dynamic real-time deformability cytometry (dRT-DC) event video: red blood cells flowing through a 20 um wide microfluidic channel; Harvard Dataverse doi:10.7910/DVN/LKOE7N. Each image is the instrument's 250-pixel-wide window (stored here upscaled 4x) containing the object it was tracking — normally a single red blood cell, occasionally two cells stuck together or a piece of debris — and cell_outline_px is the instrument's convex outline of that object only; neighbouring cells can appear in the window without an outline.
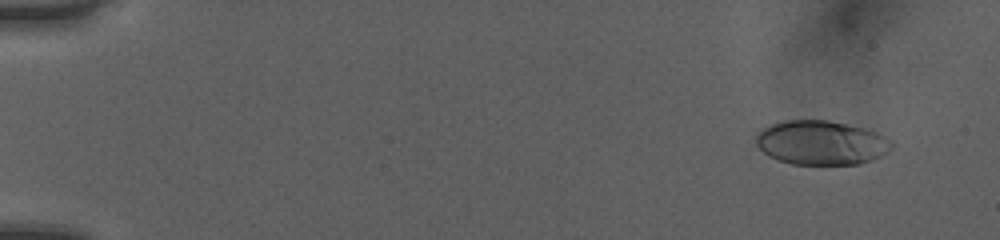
{"species": "human", "species_latin": "Homo sapiens", "temperature_condition": "room temperature", "stored_images_in_passage": 52, "camera_frame_rate_fps": 3000, "um_per_image_px": 0.085, "donor": {"sex": "female"}, "frame": {"image": 1, "passage_image": 4, "time_ms": 1.0, "image_size_px": [1000, 240], "cell_outline_px": [[896, 144], [888, 152], [872, 160], [856, 164], [792, 164], [768, 156], [756, 144], [756, 136], [764, 128], [772, 124], [784, 120], [828, 120], [868, 128], [892, 140]], "centroid_in_image_um": [69.86, 12.12], "position_along_channel_um": 15.1, "area_um2": 35.08}}
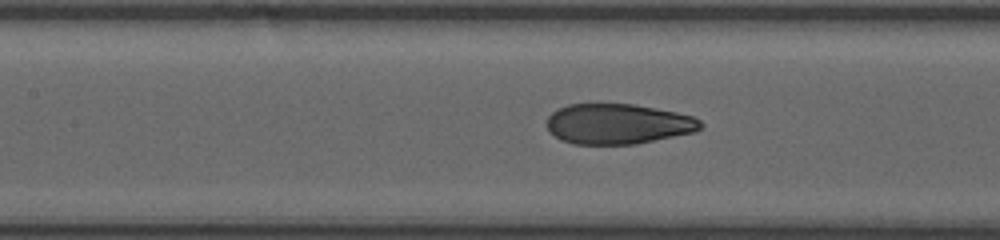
{"frame": {"image": 2, "passage_image": 25, "time_ms": 8.0, "image_size_px": [1000, 240], "cell_outline_px": [[704, 124], [696, 132], [636, 144], [572, 144], [560, 140], [548, 132], [548, 116], [552, 112], [568, 104], [632, 104], [656, 108], [676, 112], [692, 116], [700, 120]], "centroid_in_image_um": [52.53, 10.54], "position_along_channel_um": 154.9, "area_um2": 36.24}}
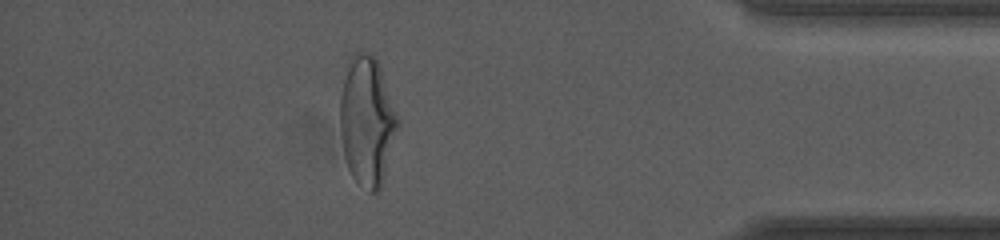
{"frame": {"image": 3, "passage_image": 46, "time_ms": 15.0, "image_size_px": [1000, 240], "cell_outline_px": [[400, 124], [384, 176], [380, 188], [376, 192], [368, 192], [352, 176], [348, 168], [344, 156], [340, 132], [340, 96], [348, 60], [356, 52], [368, 52], [376, 60], [380, 68], [400, 120]], "centroid_in_image_um": [31.2, 10.3], "position_along_channel_um": 404.0, "area_um2": 43.35}, "authors_computed_cell_mechanics": {"area_um2": 36.8764, "velocity_mm_per_s": 4.0405, "shape_relaxation_time_tau1_ms": 5.8894, "shape_relaxation_time_tau2_ms": 0.7667, "deformation_change_tau1": 0.2293, "deformation_change_tau2": 0.0743}}